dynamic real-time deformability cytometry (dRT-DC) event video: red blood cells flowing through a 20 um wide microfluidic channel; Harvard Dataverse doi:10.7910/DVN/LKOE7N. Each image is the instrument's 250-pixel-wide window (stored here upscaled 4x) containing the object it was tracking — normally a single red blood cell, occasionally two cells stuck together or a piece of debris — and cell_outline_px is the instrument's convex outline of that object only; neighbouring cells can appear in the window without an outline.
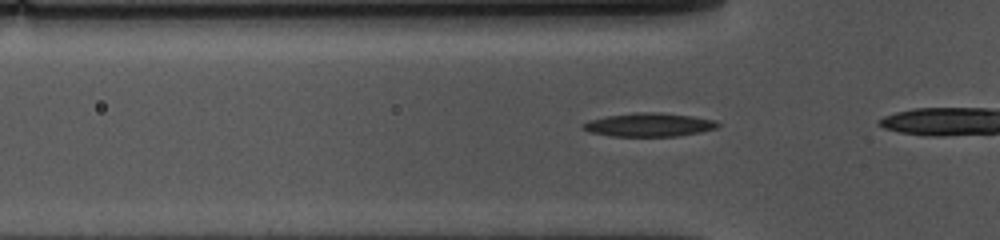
{"species": "common noctule bat (a hibernating species)", "species_latin": "Nyctalus noctula", "temperature_condition": "cold", "stored_images_in_passage": 22, "camera_frame_rate_fps": 3000, "um_per_image_px": 0.085, "animal": {"sex": "female", "body_mass_g": 10.0, "forearm_length_mm": 53.1}, "frame": {"image": 1, "passage_image": 4, "time_ms": 1.0, "image_size_px": [1000, 240], "cell_outline_px": [[720, 124], [716, 128], [700, 132], [680, 136], [612, 136], [588, 132], [580, 128], [580, 124], [588, 120], [608, 116], [636, 112], [660, 112], [692, 116], [716, 120]], "centroid_in_image_um": [55.13, 10.6], "position_along_channel_um": 70.7, "area_um2": 18.67}}